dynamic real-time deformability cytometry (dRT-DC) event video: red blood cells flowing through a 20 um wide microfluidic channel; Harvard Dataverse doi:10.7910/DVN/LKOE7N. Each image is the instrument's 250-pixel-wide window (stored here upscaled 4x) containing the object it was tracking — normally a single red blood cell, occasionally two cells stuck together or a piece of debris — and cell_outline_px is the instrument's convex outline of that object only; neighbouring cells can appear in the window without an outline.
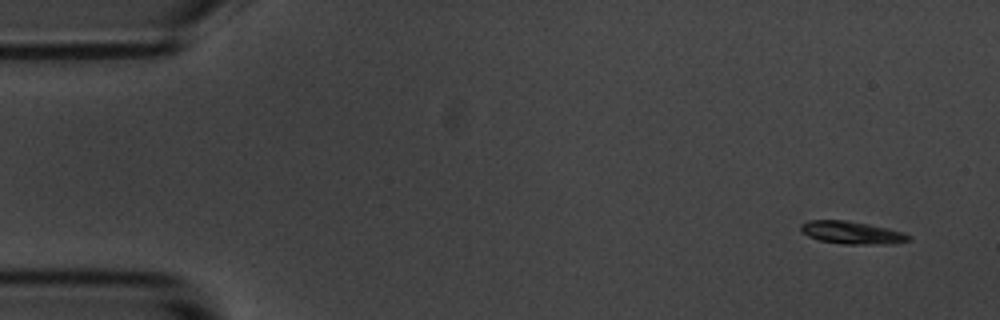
{"species": "common noctule bat (a hibernating species)", "species_latin": "Nyctalus noctula", "temperature_condition": "room temperature", "stored_images_in_passage": 5, "camera_frame_rate_fps": 3000, "um_per_image_px": 0.085, "animal": {"sex": "male", "body_mass_g": 20.1, "forearm_length_mm": 53.5}, "frame": {"image": 1, "passage_image": 1, "time_ms": 0.0, "image_size_px": [1000, 320], "cell_outline_px": [[912, 240], [892, 244], [844, 244], [820, 240], [808, 236], [800, 228], [800, 224], [808, 220], [844, 220], [868, 224], [888, 228], [904, 232], [912, 236]], "centroid_in_image_um": [72.46, 19.78], "position_along_channel_um": 12.5, "area_um2": 14.28}}